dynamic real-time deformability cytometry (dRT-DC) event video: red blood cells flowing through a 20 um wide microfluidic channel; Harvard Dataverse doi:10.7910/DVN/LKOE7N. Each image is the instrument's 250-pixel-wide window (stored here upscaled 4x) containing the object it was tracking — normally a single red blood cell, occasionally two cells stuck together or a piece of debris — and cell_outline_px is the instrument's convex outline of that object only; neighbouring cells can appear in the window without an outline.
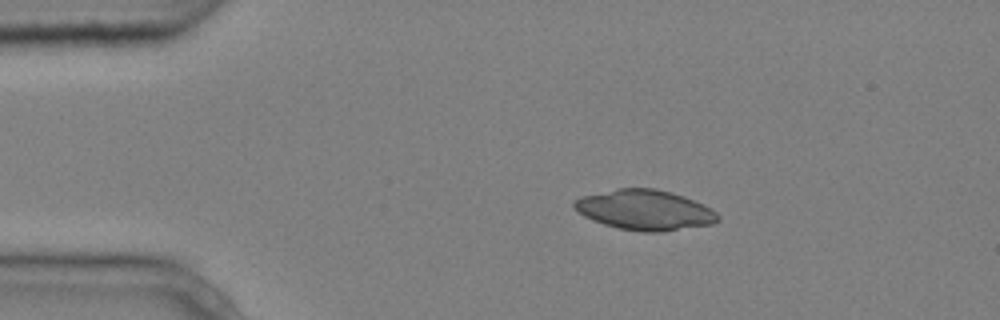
{"species": "common noctule bat (a hibernating species)", "species_latin": "Nyctalus noctula", "temperature_condition": "cold", "stored_images_in_passage": 6, "camera_frame_rate_fps": 3000, "um_per_image_px": 0.085, "animal": {"sex": "male", "body_mass_g": 20.4}, "frame": {"image": 1, "passage_image": 2, "time_ms": 0.333, "image_size_px": [1000, 320], "cell_outline_px": [[720, 220], [712, 224], [660, 232], [640, 232], [616, 228], [592, 220], [584, 216], [572, 204], [572, 200], [580, 196], [616, 188], [656, 188], [672, 192], [684, 196], [704, 204], [712, 208], [720, 216]], "centroid_in_image_um": [54.81, 17.84], "position_along_channel_um": 30.2, "area_um2": 33.99}}